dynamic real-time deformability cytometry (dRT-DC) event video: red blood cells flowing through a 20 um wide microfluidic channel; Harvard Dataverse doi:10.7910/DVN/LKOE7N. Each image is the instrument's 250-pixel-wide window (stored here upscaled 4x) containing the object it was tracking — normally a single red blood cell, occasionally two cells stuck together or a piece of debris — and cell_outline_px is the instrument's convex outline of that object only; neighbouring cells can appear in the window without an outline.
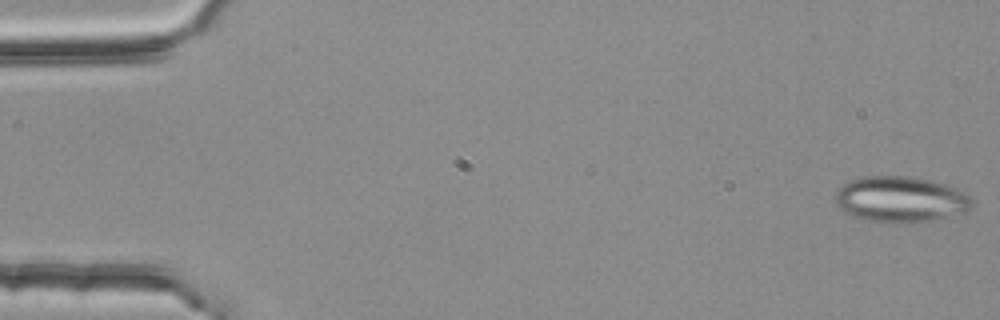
{"species": "common noctule bat (a hibernating species)", "species_latin": "Nyctalus noctula", "temperature_condition": "room temperature", "stored_images_in_passage": 55, "segment_of_instrument_passage": [1, 2], "camera_frame_rate_fps": 3000, "um_per_image_px": 0.085, "animal": {"sex": "female", "body_mass_g": 25.1}, "frame": {"image": 1, "passage_image": 1, "time_ms": 0.0, "image_size_px": [1000, 320], "cell_outline_px": [[972, 208], [964, 212], [928, 220], [908, 224], [868, 220], [852, 216], [844, 212], [836, 204], [836, 192], [844, 184], [852, 180], [864, 176], [908, 176], [932, 180], [956, 188], [964, 192], [972, 200]], "centroid_in_image_um": [76.54, 16.94], "position_along_channel_um": 8.5, "area_um2": 36.3}}
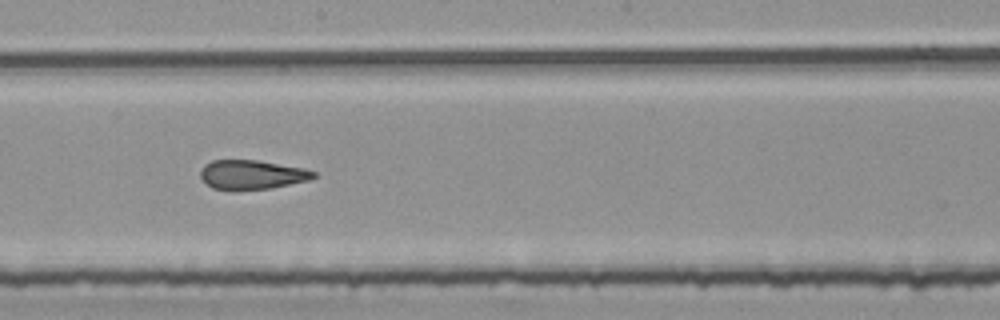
{"frame": {"image": 2, "passage_image": 30, "time_ms": 9.667, "image_size_px": [1000, 320], "cell_outline_px": [[316, 176], [308, 180], [272, 188], [212, 188], [200, 176], [200, 168], [204, 164], [212, 160], [256, 160], [304, 168], [316, 172]], "centroid_in_image_um": [21.41, 14.81], "position_along_channel_um": 226.8, "area_um2": 18.79}}
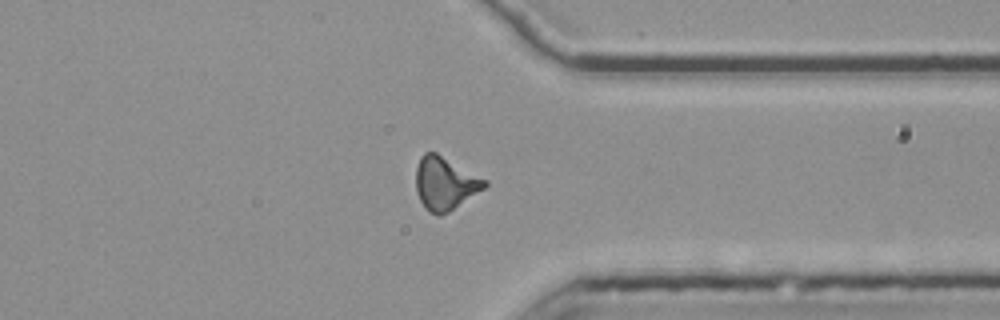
{"frame": {"image": 3, "passage_image": 42, "time_ms": 13.667, "image_size_px": [1000, 320], "cell_outline_px": [[488, 184], [484, 188], [448, 212], [440, 216], [436, 216], [428, 212], [424, 208], [416, 192], [416, 168], [420, 156], [424, 152], [436, 152], [488, 180]], "centroid_in_image_um": [37.8, 15.59], "position_along_channel_um": 373.6, "area_um2": 21.33}}